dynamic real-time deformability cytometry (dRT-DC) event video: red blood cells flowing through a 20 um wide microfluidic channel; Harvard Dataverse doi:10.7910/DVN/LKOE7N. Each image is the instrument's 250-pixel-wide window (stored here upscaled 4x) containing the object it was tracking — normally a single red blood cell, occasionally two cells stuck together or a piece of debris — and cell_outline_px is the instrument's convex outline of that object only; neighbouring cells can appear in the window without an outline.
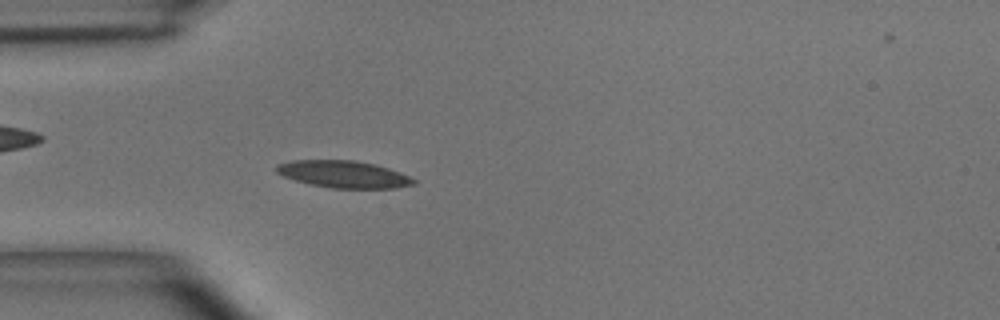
{"species": "common noctule bat (a hibernating species)", "species_latin": "Nyctalus noctula", "temperature_condition": "room temperature", "stored_images_in_passage": 42, "camera_frame_rate_fps": 3000, "um_per_image_px": 0.085, "animal": {"sex": "male", "body_mass_g": 15.6}, "frame": {"image": 1, "passage_image": 6, "time_ms": 1.667, "image_size_px": [1000, 320], "cell_outline_px": [[416, 184], [396, 188], [332, 188], [308, 184], [284, 176], [276, 172], [276, 164], [292, 160], [356, 160], [376, 164], [400, 172], [416, 180]], "centroid_in_image_um": [29.21, 14.8], "position_along_channel_um": 55.8, "area_um2": 21.73}}
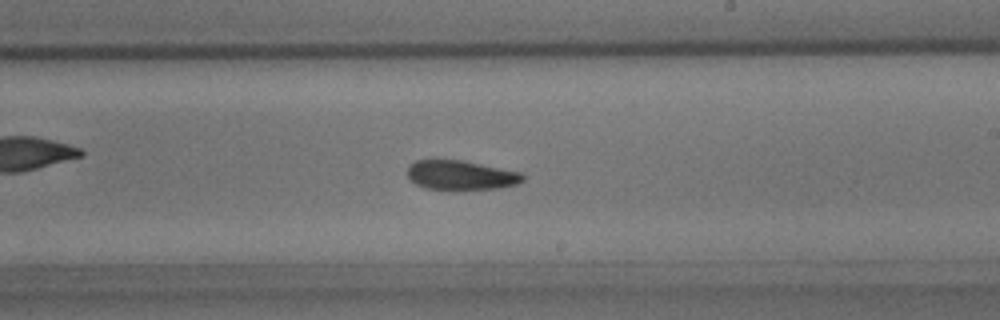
{"frame": {"image": 2, "passage_image": 21, "time_ms": 6.667, "image_size_px": [1000, 320], "cell_outline_px": [[524, 180], [516, 184], [500, 188], [456, 192], [424, 188], [408, 180], [408, 164], [416, 160], [432, 156], [436, 156], [464, 160], [520, 172], [524, 176]], "centroid_in_image_um": [39.07, 14.88], "position_along_channel_um": 249.9, "area_um2": 21.33}}
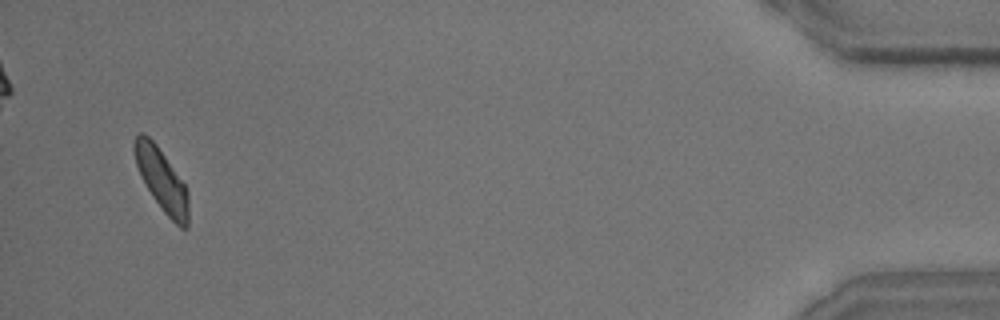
{"frame": {"image": 3, "passage_image": 40, "time_ms": 13.0, "image_size_px": [1000, 320], "cell_outline_px": [[188, 228], [180, 228], [164, 212], [152, 196], [136, 164], [132, 148], [132, 144], [136, 136], [140, 132], [144, 132], [156, 144], [184, 184], [188, 192]], "centroid_in_image_um": [13.74, 15.28], "position_along_channel_um": 421.5, "area_um2": 19.31}, "authors_computed_cell_mechanics": {"area_um2": 20.4901, "velocity_mm_per_s": 3.9615, "shape_relaxation_time_tau1_ms": 4.3346, "shape_relaxation_time_tau2_ms": 2.9901, "deformation_change_tau1": 0.1415, "deformation_change_tau2": 0.0982}}